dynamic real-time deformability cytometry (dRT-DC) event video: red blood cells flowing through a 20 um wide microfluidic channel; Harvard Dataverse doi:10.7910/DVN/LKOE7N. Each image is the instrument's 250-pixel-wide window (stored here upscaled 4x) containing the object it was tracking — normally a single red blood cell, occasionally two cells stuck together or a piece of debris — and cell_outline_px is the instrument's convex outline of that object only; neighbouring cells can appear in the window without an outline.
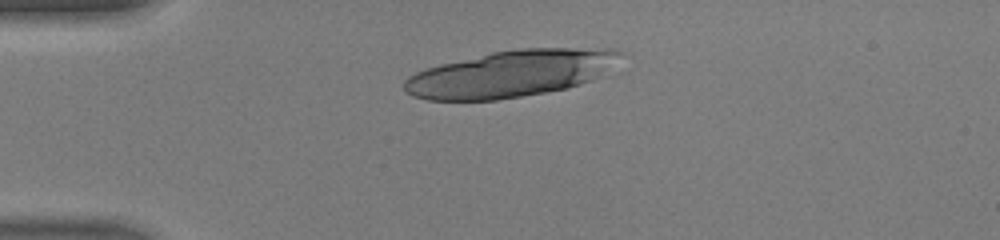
{"species": "human", "species_latin": "Homo sapiens", "temperature_condition": "warm", "stored_images_in_passage": 8, "camera_frame_rate_fps": 3000, "um_per_image_px": 0.085, "donor": {"sex": "male"}, "frame": {"image": 1, "passage_image": 2, "time_ms": 0.333, "image_size_px": [1000, 240], "cell_outline_px": [[624, 52], [592, 80], [568, 88], [496, 100], [428, 100], [412, 96], [404, 92], [404, 80], [408, 76], [416, 72], [440, 64], [492, 52], [520, 48], [612, 48]], "centroid_in_image_um": [43.34, 6.26], "position_along_channel_um": 41.7, "area_um2": 58.15}}